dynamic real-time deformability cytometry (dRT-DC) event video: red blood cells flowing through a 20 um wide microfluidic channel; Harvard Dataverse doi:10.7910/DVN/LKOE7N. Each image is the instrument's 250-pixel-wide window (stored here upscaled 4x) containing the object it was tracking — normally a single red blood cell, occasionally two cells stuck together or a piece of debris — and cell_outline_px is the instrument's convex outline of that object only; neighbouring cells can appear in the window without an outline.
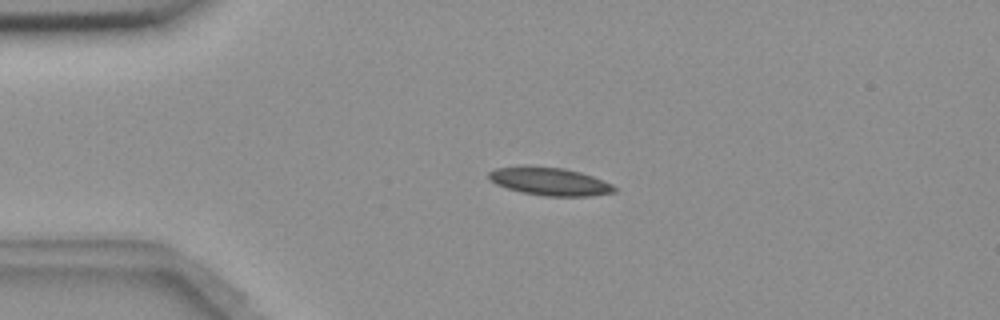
{"species": "common noctule bat (a hibernating species)", "species_latin": "Nyctalus noctula", "temperature_condition": "room temperature", "stored_images_in_passage": 4, "camera_frame_rate_fps": 3000, "um_per_image_px": 0.085, "animal": {"sex": "female", "body_mass_g": 18.4}, "frame": {"image": 1, "passage_image": 3, "time_ms": 0.667, "image_size_px": [1000, 320], "cell_outline_px": [[616, 192], [592, 196], [544, 196], [520, 192], [496, 184], [488, 180], [488, 172], [496, 168], [564, 168], [580, 172], [604, 180], [612, 184], [616, 188]], "centroid_in_image_um": [46.78, 15.46], "position_along_channel_um": 38.2, "area_um2": 19.94}}